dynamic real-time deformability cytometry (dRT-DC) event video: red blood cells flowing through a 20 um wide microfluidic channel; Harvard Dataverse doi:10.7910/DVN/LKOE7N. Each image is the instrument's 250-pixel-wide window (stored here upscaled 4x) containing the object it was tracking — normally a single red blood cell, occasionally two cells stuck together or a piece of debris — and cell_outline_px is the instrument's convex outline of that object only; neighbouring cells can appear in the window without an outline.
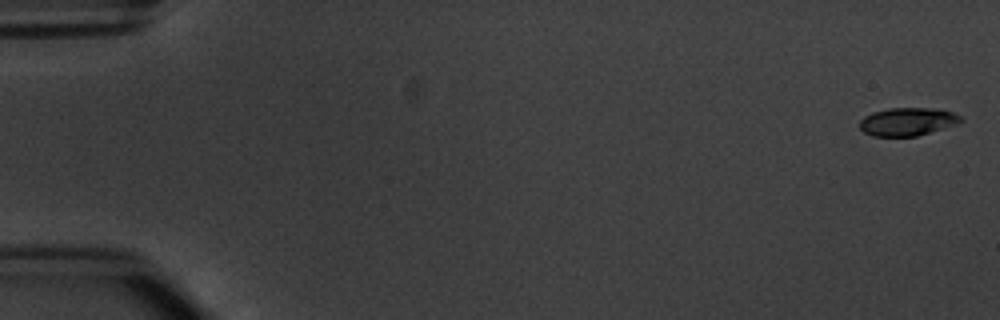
{"species": "common noctule bat (a hibernating species)", "species_latin": "Nyctalus noctula", "temperature_condition": "warm", "stored_images_in_passage": 8, "camera_frame_rate_fps": 3000, "um_per_image_px": 0.085, "animal": {"sex": "male", "body_mass_g": 20.1, "forearm_length_mm": 53.5}, "frame": {"image": 1, "passage_image": 1, "time_ms": 0.0, "image_size_px": [1000, 320], "cell_outline_px": [[964, 120], [956, 124], [916, 136], [872, 136], [864, 132], [860, 128], [860, 120], [864, 116], [872, 112], [888, 108], [932, 108], [952, 112], [960, 116]], "centroid_in_image_um": [77.11, 10.33], "position_along_channel_um": 7.9, "area_um2": 16.42}}
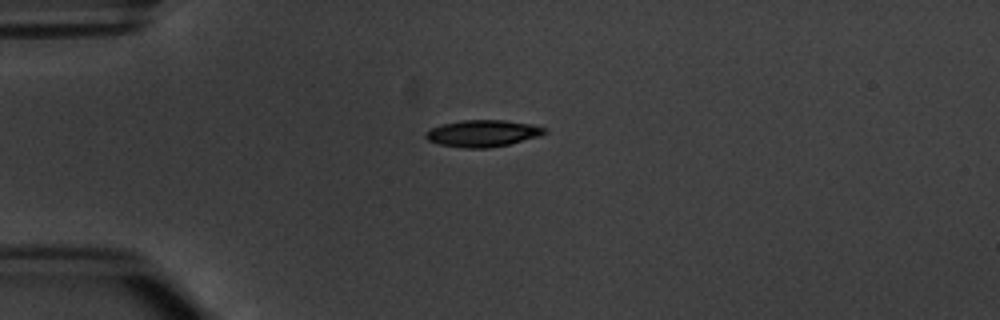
{"frame": {"image": 2, "passage_image": 4, "time_ms": 4.333, "image_size_px": [1000, 320], "cell_outline_px": [[548, 132], [540, 136], [508, 144], [488, 148], [464, 148], [440, 144], [428, 140], [424, 136], [424, 132], [440, 124], [460, 120], [504, 120], [532, 124], [548, 128]], "centroid_in_image_um": [41.04, 11.32], "position_along_channel_um": 44.0, "area_um2": 18.67}}
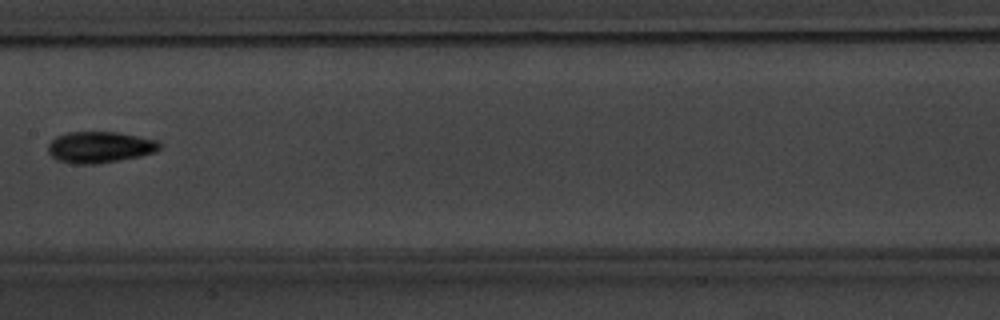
{"frame": {"image": 3, "passage_image": 8, "time_ms": 9.0, "image_size_px": [1000, 320], "cell_outline_px": [[160, 148], [156, 152], [140, 156], [120, 160], [96, 164], [76, 164], [56, 160], [48, 152], [48, 144], [56, 136], [68, 132], [116, 132], [156, 140], [160, 144]], "centroid_in_image_um": [8.46, 12.51], "position_along_channel_um": 198.9, "area_um2": 20.29}}